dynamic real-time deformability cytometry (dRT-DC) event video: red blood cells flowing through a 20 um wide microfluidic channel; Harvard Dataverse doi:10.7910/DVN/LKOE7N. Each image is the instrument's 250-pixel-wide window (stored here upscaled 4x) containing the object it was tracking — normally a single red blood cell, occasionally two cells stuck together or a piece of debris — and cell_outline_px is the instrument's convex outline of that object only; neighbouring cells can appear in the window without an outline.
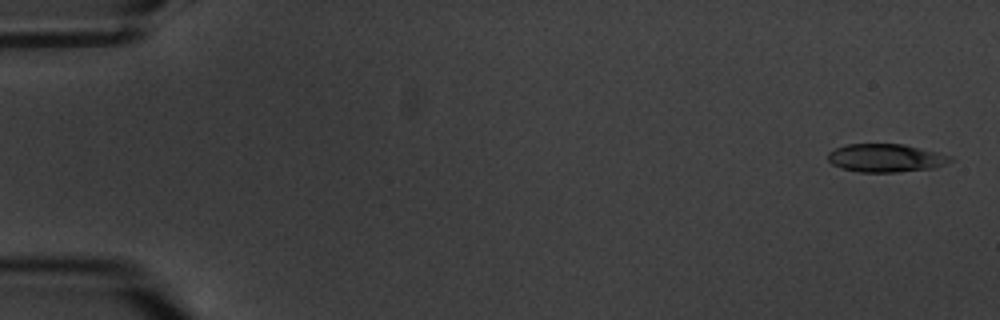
{"species": "common noctule bat (a hibernating species)", "species_latin": "Nyctalus noctula", "temperature_condition": "warm", "stored_images_in_passage": 6, "camera_frame_rate_fps": 3000, "um_per_image_px": 0.085, "animal": {"sex": "male", "body_mass_g": 20.1, "forearm_length_mm": 53.5}, "frame": {"image": 1, "passage_image": 1, "time_ms": 0.0, "image_size_px": [1000, 320], "cell_outline_px": [[952, 160], [944, 164], [932, 168], [896, 172], [860, 172], [840, 168], [832, 164], [828, 160], [828, 152], [836, 148], [848, 144], [904, 144], [952, 156]], "centroid_in_image_um": [75.26, 13.43], "position_along_channel_um": 9.7, "area_um2": 19.94}}
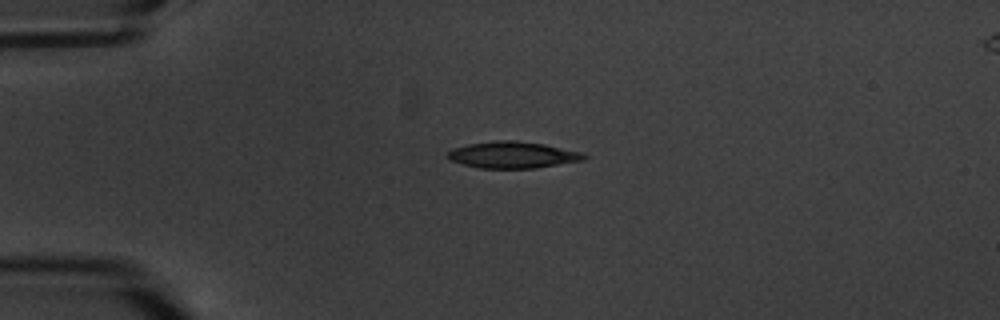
{"frame": {"image": 2, "passage_image": 4, "time_ms": 4.333, "image_size_px": [1000, 320], "cell_outline_px": [[588, 156], [584, 160], [536, 168], [480, 168], [448, 160], [444, 156], [452, 148], [468, 144], [496, 140], [516, 140], [544, 144], [584, 152]], "centroid_in_image_um": [43.58, 13.16], "position_along_channel_um": 41.4, "area_um2": 21.33}}